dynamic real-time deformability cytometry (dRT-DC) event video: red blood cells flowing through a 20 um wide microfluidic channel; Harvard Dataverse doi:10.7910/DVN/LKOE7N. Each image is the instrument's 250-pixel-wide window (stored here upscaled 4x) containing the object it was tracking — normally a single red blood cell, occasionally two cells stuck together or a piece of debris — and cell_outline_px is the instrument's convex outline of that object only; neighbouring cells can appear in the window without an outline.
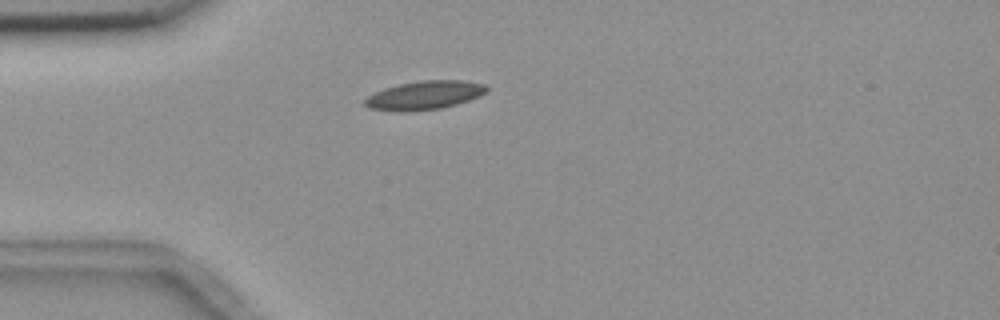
{"species": "common noctule bat (a hibernating species)", "species_latin": "Nyctalus noctula", "temperature_condition": "room temperature", "stored_images_in_passage": 4, "camera_frame_rate_fps": 3000, "um_per_image_px": 0.085, "animal": {"sex": "female", "body_mass_g": 18.4}, "frame": {"image": 1, "passage_image": 4, "time_ms": 3.667, "image_size_px": [1000, 320], "cell_outline_px": [[488, 88], [480, 96], [456, 104], [440, 108], [408, 112], [404, 112], [368, 108], [364, 104], [364, 100], [368, 96], [384, 88], [400, 84], [420, 80], [464, 80], [484, 84]], "centroid_in_image_um": [36.07, 8.09], "position_along_channel_um": 48.9, "area_um2": 20.23}}